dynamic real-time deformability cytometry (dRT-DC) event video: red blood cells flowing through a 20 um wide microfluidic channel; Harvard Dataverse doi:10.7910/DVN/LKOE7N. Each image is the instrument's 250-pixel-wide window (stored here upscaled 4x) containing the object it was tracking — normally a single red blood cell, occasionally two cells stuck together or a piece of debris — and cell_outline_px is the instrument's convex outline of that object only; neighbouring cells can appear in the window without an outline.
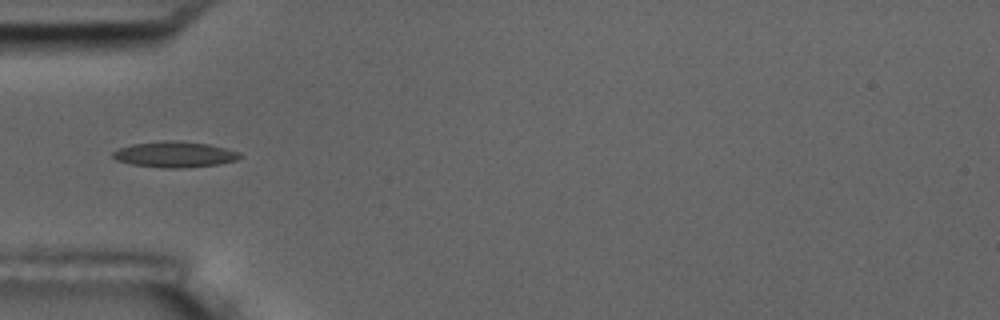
{"species": "common noctule bat (a hibernating species)", "species_latin": "Nyctalus noctula", "temperature_condition": "room temperature", "stored_images_in_passage": 5, "camera_frame_rate_fps": 3000, "um_per_image_px": 0.085, "animal": {"sex": "male", "body_mass_g": 17.5, "forearm_length_mm": 52.3}, "frame": {"image": 1, "passage_image": 5, "time_ms": 4.667, "image_size_px": [1000, 320], "cell_outline_px": [[240, 156], [236, 160], [216, 164], [180, 168], [164, 168], [132, 164], [116, 160], [112, 156], [112, 152], [120, 148], [132, 144], [164, 140], [176, 140], [208, 144], [240, 152]], "centroid_in_image_um": [14.81, 13.12], "position_along_channel_um": 70.2, "area_um2": 18.9}}